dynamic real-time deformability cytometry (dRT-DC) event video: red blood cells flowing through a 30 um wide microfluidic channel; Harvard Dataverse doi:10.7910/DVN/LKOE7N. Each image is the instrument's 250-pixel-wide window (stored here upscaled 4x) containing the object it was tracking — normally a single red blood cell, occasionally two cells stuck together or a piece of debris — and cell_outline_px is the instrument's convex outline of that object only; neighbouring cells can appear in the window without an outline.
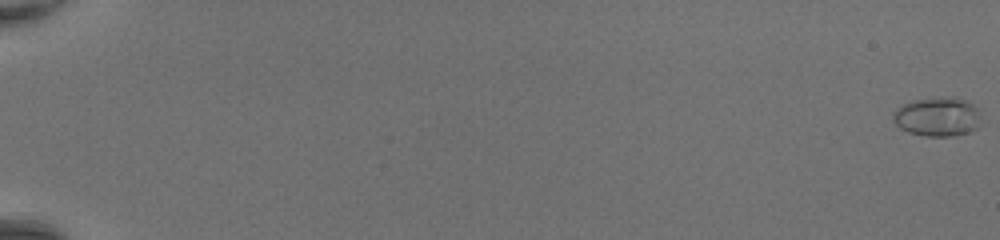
{"species": "common noctule bat (a hibernating species)", "species_latin": "Nyctalus noctula", "temperature_condition": "room temperature", "stored_images_in_passage": 51, "camera_frame_rate_fps": 3000, "um_per_image_px": 0.085, "animal": {"sex": "female", "body_mass_g": 20.0, "forearm_length_mm": 54.0}, "frame": {"image": 1, "passage_image": 1, "time_ms": 0.0, "image_size_px": [1000, 240], "cell_outline_px": [[980, 128], [972, 132], [956, 136], [924, 136], [908, 132], [900, 128], [892, 120], [892, 112], [900, 104], [912, 100], [944, 96], [956, 96], [972, 104], [976, 108]], "centroid_in_image_um": [79.65, 9.92], "position_along_channel_um": 5.4, "area_um2": 20.52}}
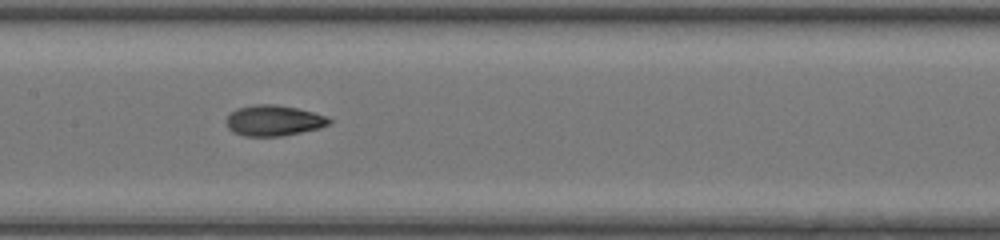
{"frame": {"image": 2, "passage_image": 29, "time_ms": 9.333, "image_size_px": [1000, 240], "cell_outline_px": [[332, 124], [320, 128], [280, 136], [244, 136], [232, 132], [228, 128], [228, 116], [236, 108], [252, 104], [276, 104], [296, 108], [328, 116], [332, 120]], "centroid_in_image_um": [23.29, 10.24], "position_along_channel_um": 184.1, "area_um2": 18.44}}
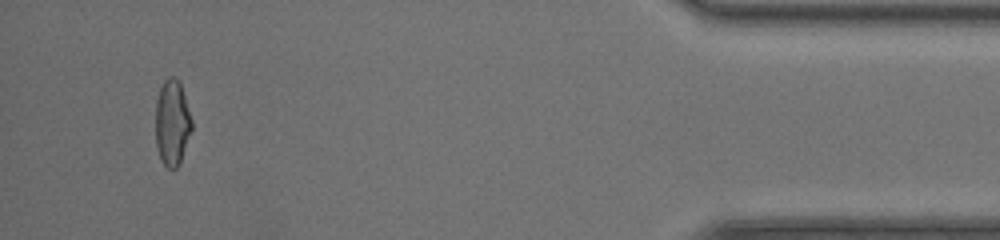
{"frame": {"image": 3, "passage_image": 49, "time_ms": 16.0, "image_size_px": [1000, 240], "cell_outline_px": [[192, 128], [180, 164], [176, 168], [168, 168], [160, 160], [156, 148], [156, 100], [160, 88], [164, 80], [168, 76], [172, 76], [180, 84], [192, 120]], "centroid_in_image_um": [14.62, 10.47], "position_along_channel_um": 420.6, "area_um2": 18.03}, "authors_computed_cell_mechanics": {"area_um2": 18.207, "velocity_mm_per_s": 4.4251, "shape_relaxation_time_tau1_ms": 7.7068, "shape_relaxation_time_tau2_ms": 1.0331, "deformation_change_tau1": 0.2497, "deformation_change_tau2": 0.0619}}